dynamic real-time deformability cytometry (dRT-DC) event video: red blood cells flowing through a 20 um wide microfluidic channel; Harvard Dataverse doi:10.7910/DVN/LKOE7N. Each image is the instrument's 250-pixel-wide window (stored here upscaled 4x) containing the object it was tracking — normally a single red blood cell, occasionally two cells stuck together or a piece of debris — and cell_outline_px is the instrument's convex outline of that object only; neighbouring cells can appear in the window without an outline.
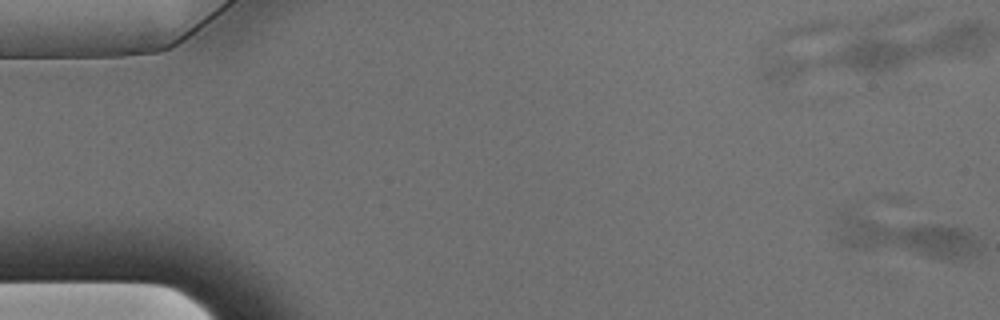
{"species": "Egyptian fruit bat (a non-hibernating species)", "species_latin": "Rousettus aegyptiacus", "temperature_condition": "warm", "stored_images_in_passage": 2, "segment_of_instrument_passage": [2, 2], "camera_frame_rate_fps": 3000, "um_per_image_px": 0.085, "animal": {"sex": "male"}, "frame": {"image": 1, "passage_image": 2, "time_ms": 0.333, "image_size_px": [1000, 320], "cell_outline_px": [[984, 244], [980, 252], [972, 256], [960, 260], [940, 260], [848, 248], [836, 244], [836, 232], [840, 212], [848, 208], [968, 228]], "centroid_in_image_um": [76.93, 20.09], "position_along_channel_um": 8.1, "area_um2": 37.11}}